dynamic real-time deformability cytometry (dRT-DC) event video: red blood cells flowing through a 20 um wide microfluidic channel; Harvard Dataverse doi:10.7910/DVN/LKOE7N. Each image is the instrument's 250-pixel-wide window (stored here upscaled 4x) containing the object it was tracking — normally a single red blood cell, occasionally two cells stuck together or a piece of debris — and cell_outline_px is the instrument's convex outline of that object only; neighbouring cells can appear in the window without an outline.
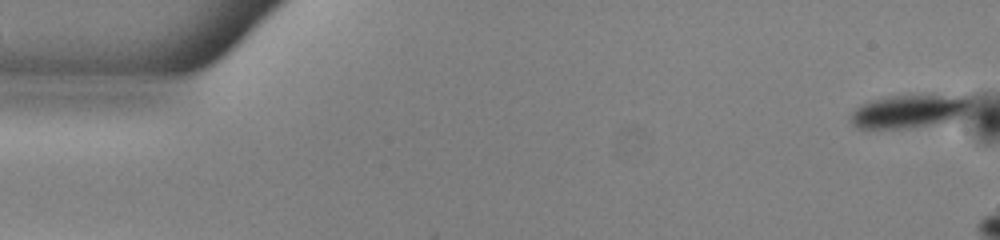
{"species": "common noctule bat (a hibernating species)", "species_latin": "Nyctalus noctula", "temperature_condition": "warm", "stored_images_in_passage": 20, "camera_frame_rate_fps": 3000, "um_per_image_px": 0.085, "animal": {"sex": "male", "body_mass_g": 13.0, "forearm_length_mm": 53.1}, "frame": {"image": 1, "passage_image": 1, "time_ms": 0.0, "image_size_px": [1000, 240], "cell_outline_px": [[968, 104], [964, 112], [960, 116], [952, 120], [908, 128], [856, 128], [852, 124], [852, 112], [860, 104], [872, 100], [892, 96], [964, 92], [968, 96]], "centroid_in_image_um": [77.32, 9.4], "position_along_channel_um": 7.7, "area_um2": 23.52}}
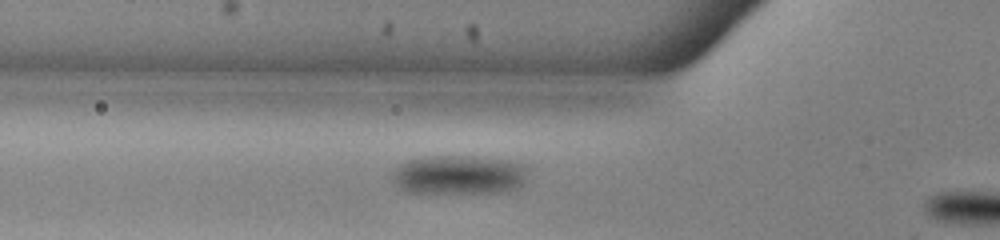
{"frame": {"image": 2, "passage_image": 18, "time_ms": 5.667, "image_size_px": [1000, 240], "cell_outline_px": [[528, 168], [524, 184], [508, 192], [408, 192], [400, 188], [392, 180], [392, 172], [396, 164], [408, 160], [428, 156], [472, 156], [512, 160], [524, 164]], "centroid_in_image_um": [39.03, 14.84], "position_along_channel_um": 86.8, "area_um2": 31.33}}